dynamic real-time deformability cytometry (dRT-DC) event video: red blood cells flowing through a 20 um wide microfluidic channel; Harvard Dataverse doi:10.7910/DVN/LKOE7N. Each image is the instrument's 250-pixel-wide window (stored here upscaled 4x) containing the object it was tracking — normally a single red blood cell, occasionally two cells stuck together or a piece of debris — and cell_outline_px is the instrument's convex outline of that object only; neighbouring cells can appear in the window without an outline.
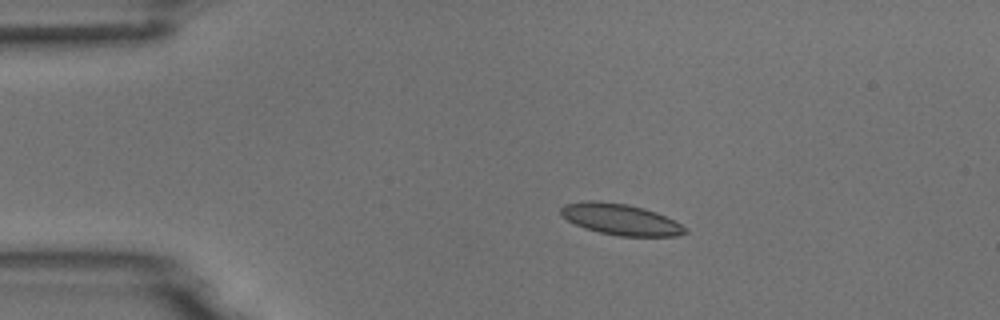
{"species": "common noctule bat (a hibernating species)", "species_latin": "Nyctalus noctula", "temperature_condition": "room temperature", "stored_images_in_passage": 10, "camera_frame_rate_fps": 3000, "um_per_image_px": 0.085, "animal": {"sex": "male", "body_mass_g": 18.8}, "frame": {"image": 1, "passage_image": 4, "time_ms": 3.333, "image_size_px": [1000, 320], "cell_outline_px": [[688, 232], [676, 236], [616, 236], [584, 228], [560, 216], [560, 208], [564, 204], [588, 200], [600, 200], [628, 204], [644, 208], [656, 212], [688, 228]], "centroid_in_image_um": [52.72, 18.64], "position_along_channel_um": 32.3, "area_um2": 22.66}}
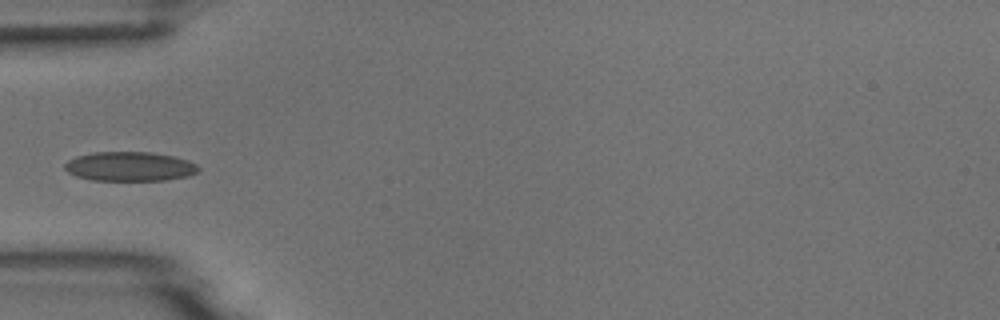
{"frame": {"image": 2, "passage_image": 6, "time_ms": 5.667, "image_size_px": [1000, 320], "cell_outline_px": [[200, 172], [188, 176], [164, 180], [92, 180], [76, 176], [68, 172], [64, 168], [64, 164], [68, 160], [76, 156], [92, 152], [152, 152], [172, 156], [188, 160], [196, 164], [200, 168]], "centroid_in_image_um": [11.03, 14.14], "position_along_channel_um": 74.0, "area_um2": 22.95}}